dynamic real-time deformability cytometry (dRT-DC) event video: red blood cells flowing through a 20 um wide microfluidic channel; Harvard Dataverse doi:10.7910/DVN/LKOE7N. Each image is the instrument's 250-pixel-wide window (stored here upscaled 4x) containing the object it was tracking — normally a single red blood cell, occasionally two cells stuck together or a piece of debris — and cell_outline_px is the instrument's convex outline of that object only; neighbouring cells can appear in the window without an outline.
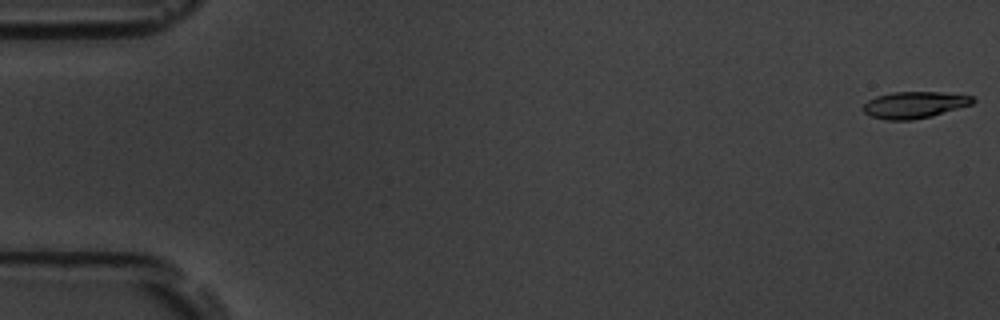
{"species": "common noctule bat (a hibernating species)", "species_latin": "Nyctalus noctula", "temperature_condition": "room temperature", "stored_images_in_passage": 56, "camera_frame_rate_fps": 3000, "um_per_image_px": 0.085, "animal": {"sex": "male", "body_mass_g": 19.5, "forearm_length_mm": 54.6}, "frame": {"image": 1, "passage_image": 1, "time_ms": 0.0, "image_size_px": [1000, 320], "cell_outline_px": [[976, 100], [972, 104], [932, 116], [912, 120], [884, 120], [872, 116], [864, 112], [860, 108], [868, 100], [876, 96], [892, 92], [940, 92], [972, 96]], "centroid_in_image_um": [77.69, 8.91], "position_along_channel_um": 7.3, "area_um2": 17.05}}
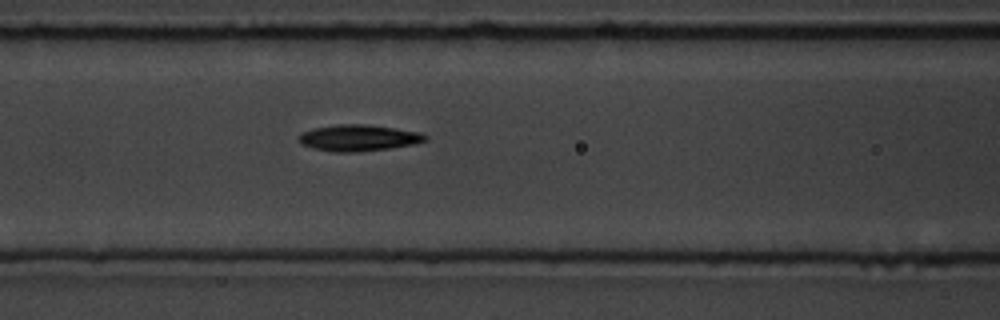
{"frame": {"image": 2, "passage_image": 24, "time_ms": 7.667, "image_size_px": [1000, 320], "cell_outline_px": [[428, 140], [412, 144], [388, 148], [356, 152], [332, 152], [312, 148], [300, 144], [296, 136], [312, 128], [336, 124], [364, 124], [420, 132], [428, 136]], "centroid_in_image_um": [30.41, 11.72], "position_along_channel_um": 136.2, "area_um2": 19.42}}
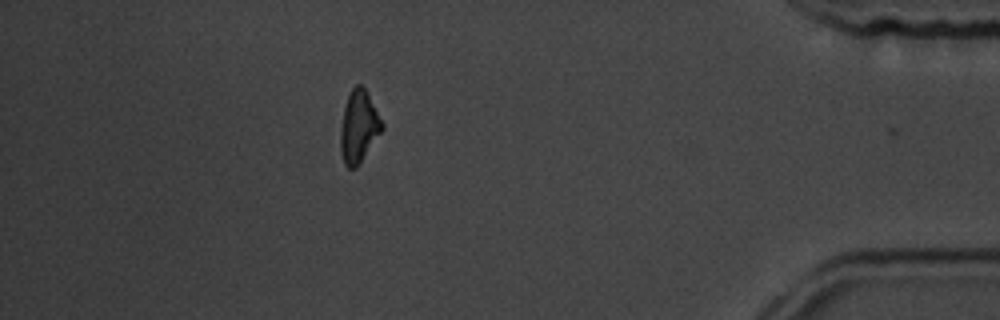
{"frame": {"image": 3, "passage_image": 50, "time_ms": 16.333, "image_size_px": [1000, 320], "cell_outline_px": [[384, 128], [356, 168], [348, 168], [344, 164], [340, 152], [340, 132], [344, 108], [348, 96], [352, 88], [356, 84], [360, 84], [368, 92], [384, 124]], "centroid_in_image_um": [30.5, 10.76], "position_along_channel_um": 404.7, "area_um2": 17.46}, "authors_computed_cell_mechanics": {"area_um2": 17.8024, "velocity_mm_per_s": 3.6437, "shape_relaxation_time_tau1_ms": 2.0962, "shape_relaxation_time_tau2_ms": 7.2937, "deformation_change_tau1": 0.1526, "deformation_change_tau2": 0.1845}}